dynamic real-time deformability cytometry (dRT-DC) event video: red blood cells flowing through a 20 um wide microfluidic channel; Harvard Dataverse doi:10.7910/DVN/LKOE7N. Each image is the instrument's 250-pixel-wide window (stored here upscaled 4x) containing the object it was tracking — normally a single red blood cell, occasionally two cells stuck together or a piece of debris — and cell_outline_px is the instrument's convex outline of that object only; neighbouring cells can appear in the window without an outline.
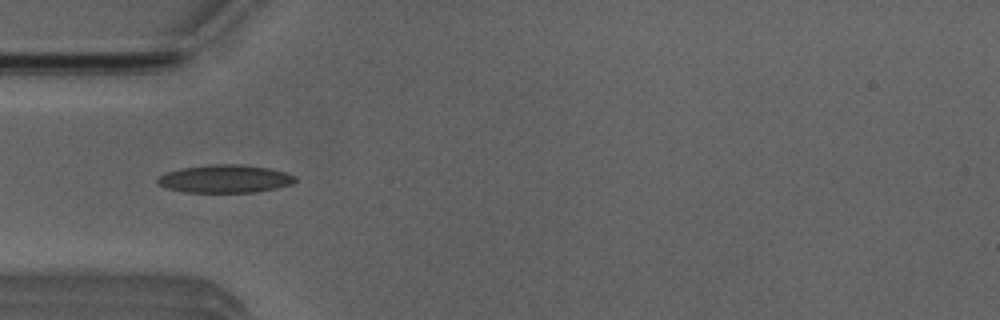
{"species": "Egyptian fruit bat (a non-hibernating species)", "species_latin": "Rousettus aegyptiacus", "temperature_condition": "room temperature", "stored_images_in_passage": 6, "camera_frame_rate_fps": 3000, "um_per_image_px": 0.085, "animal": {"sex": "male"}, "frame": {"image": 1, "passage_image": 4, "time_ms": 4.333, "image_size_px": [1000, 320], "cell_outline_px": [[296, 180], [292, 184], [276, 188], [256, 192], [184, 192], [164, 188], [156, 184], [156, 180], [160, 176], [168, 172], [180, 168], [212, 164], [240, 164], [268, 168], [284, 172], [296, 176]], "centroid_in_image_um": [19.09, 15.2], "position_along_channel_um": 65.9, "area_um2": 22.48}}